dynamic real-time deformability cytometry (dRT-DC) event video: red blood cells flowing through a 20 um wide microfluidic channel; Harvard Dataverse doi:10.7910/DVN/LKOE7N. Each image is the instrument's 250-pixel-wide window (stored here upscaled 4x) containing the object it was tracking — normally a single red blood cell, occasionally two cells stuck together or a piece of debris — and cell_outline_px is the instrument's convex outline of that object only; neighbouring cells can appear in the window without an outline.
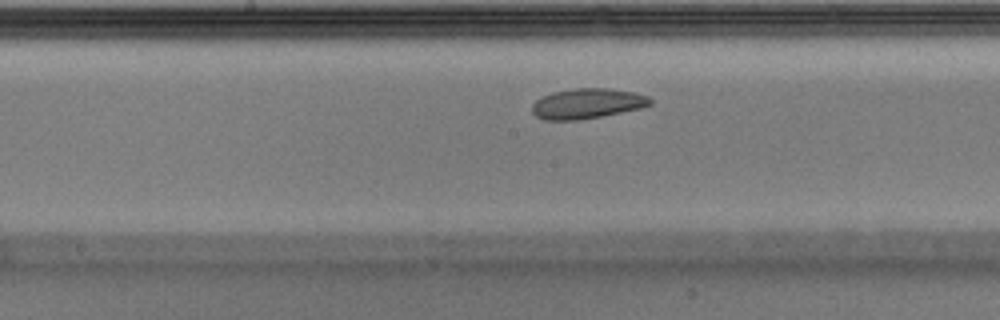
{"species": "Egyptian fruit bat (a non-hibernating species)", "species_latin": "Rousettus aegyptiacus", "temperature_condition": "warm", "stored_images_in_passage": 29, "camera_frame_rate_fps": 3000, "um_per_image_px": 0.085, "animal": {"sex": "male"}, "frame": {"image": 1, "passage_image": 9, "time_ms": 2.667, "image_size_px": [1000, 320], "cell_outline_px": [[652, 104], [640, 108], [600, 116], [576, 120], [544, 120], [536, 116], [532, 112], [532, 104], [536, 100], [552, 92], [576, 88], [608, 88], [632, 92], [648, 96], [652, 100]], "centroid_in_image_um": [49.89, 8.8], "position_along_channel_um": 198.3, "area_um2": 20.58}}